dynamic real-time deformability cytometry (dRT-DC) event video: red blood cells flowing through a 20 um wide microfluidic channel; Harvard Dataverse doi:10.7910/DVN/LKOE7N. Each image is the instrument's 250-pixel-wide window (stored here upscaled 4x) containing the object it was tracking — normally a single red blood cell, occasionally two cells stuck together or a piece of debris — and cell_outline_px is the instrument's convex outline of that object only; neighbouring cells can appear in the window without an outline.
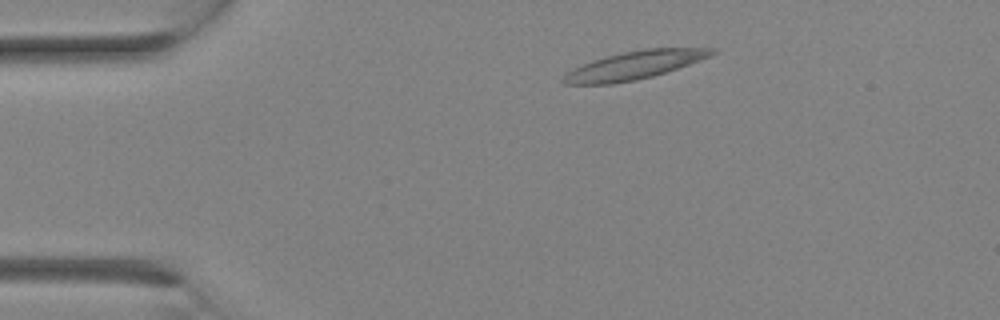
{"species": "Egyptian fruit bat (a non-hibernating species)", "species_latin": "Rousettus aegyptiacus", "temperature_condition": "room temperature", "stored_images_in_passage": 9, "camera_frame_rate_fps": 3000, "um_per_image_px": 0.085, "animal": {"sex": "female"}, "frame": {"image": 1, "passage_image": 4, "time_ms": 1.0, "image_size_px": [1000, 320], "cell_outline_px": [[720, 48], [716, 52], [700, 60], [652, 76], [636, 80], [612, 84], [564, 84], [560, 80], [572, 68], [592, 60], [604, 56], [644, 48]], "centroid_in_image_um": [53.88, 5.54], "position_along_channel_um": 31.1, "area_um2": 24.16}}
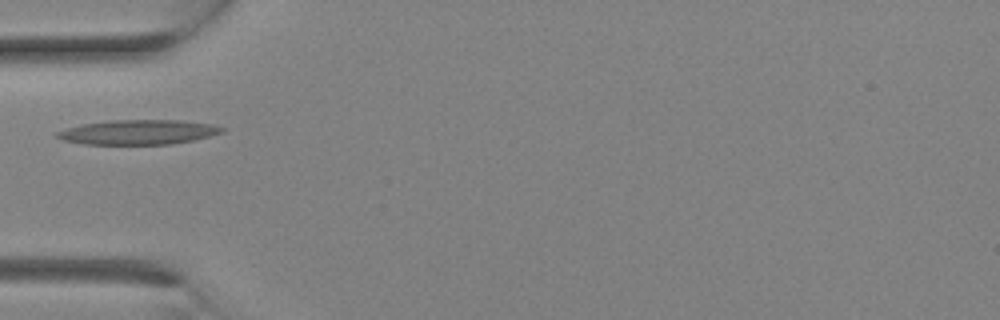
{"frame": {"image": 2, "passage_image": 8, "time_ms": 2.333, "image_size_px": [1000, 320], "cell_outline_px": [[224, 132], [192, 140], [172, 144], [84, 144], [64, 140], [56, 136], [56, 132], [68, 128], [84, 124], [108, 120], [180, 120], [212, 124], [224, 128]], "centroid_in_image_um": [11.77, 11.23], "position_along_channel_um": 73.2, "area_um2": 23.47}}